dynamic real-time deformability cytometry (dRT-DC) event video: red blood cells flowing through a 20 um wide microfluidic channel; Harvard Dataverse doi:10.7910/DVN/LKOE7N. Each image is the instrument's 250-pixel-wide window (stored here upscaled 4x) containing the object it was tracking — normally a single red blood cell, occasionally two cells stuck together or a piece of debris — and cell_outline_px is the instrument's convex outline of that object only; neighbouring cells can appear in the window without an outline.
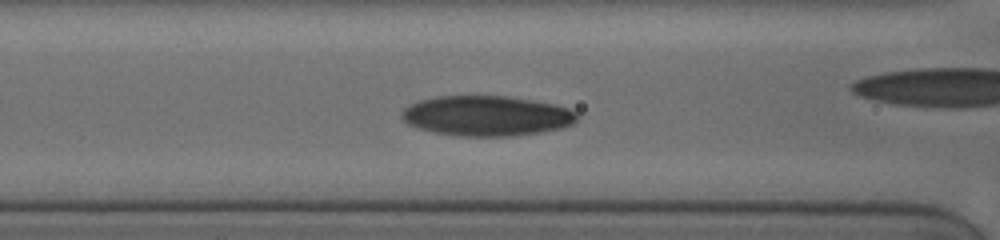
{"species": "human", "species_latin": "Homo sapiens", "temperature_condition": "cold", "stored_images_in_passage": 12, "camera_frame_rate_fps": 3000, "um_per_image_px": 0.085, "donor": {"sex": "female"}, "frame": {"image": 1, "passage_image": 9, "time_ms": 3.667, "image_size_px": [1000, 240], "cell_outline_px": [[576, 120], [572, 124], [560, 128], [540, 132], [512, 136], [460, 136], [432, 132], [416, 128], [408, 124], [400, 116], [400, 112], [408, 104], [420, 100], [436, 96], [508, 96], [532, 100], [552, 104], [568, 108], [576, 112]], "centroid_in_image_um": [41.3, 9.84], "position_along_channel_um": 125.3, "area_um2": 41.1}}
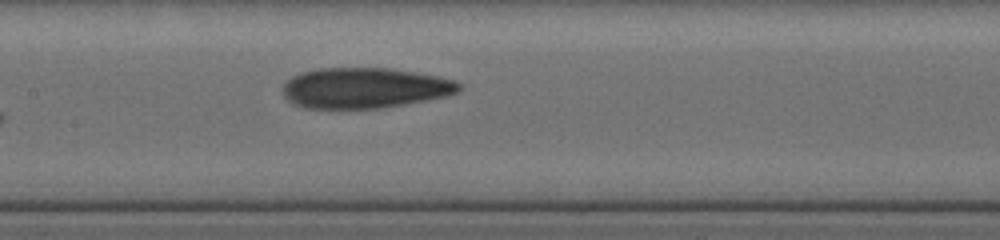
{"frame": {"image": 2, "passage_image": 12, "time_ms": 6.0, "image_size_px": [1000, 240], "cell_outline_px": [[464, 88], [460, 92], [444, 96], [404, 104], [380, 108], [304, 108], [288, 100], [284, 96], [284, 80], [300, 72], [320, 68], [388, 68], [440, 76], [456, 80], [464, 84]], "centroid_in_image_um": [31.03, 7.46], "position_along_channel_um": 176.4, "area_um2": 41.79}}